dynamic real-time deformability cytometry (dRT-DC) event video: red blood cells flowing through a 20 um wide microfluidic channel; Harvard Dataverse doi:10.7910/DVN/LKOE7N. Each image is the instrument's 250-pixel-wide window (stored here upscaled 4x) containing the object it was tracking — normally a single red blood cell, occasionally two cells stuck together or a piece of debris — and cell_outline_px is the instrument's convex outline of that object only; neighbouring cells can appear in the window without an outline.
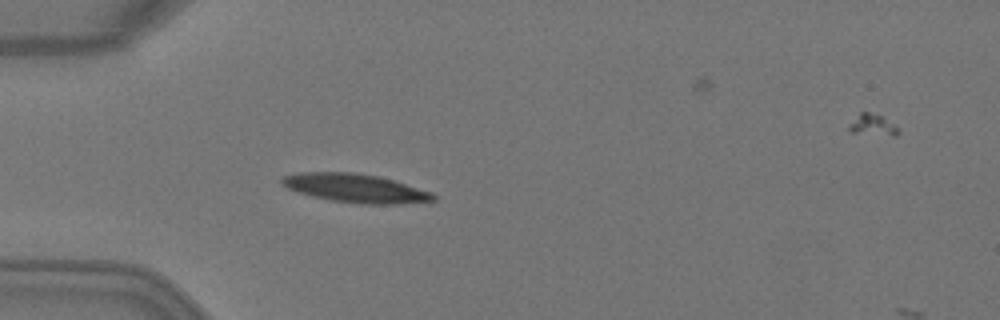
{"species": "Egyptian fruit bat (a non-hibernating species)", "species_latin": "Rousettus aegyptiacus", "temperature_condition": "warm", "stored_images_in_passage": 4, "camera_frame_rate_fps": 3000, "um_per_image_px": 0.085, "animal": {"sex": "female"}, "frame": {"image": 1, "passage_image": 3, "time_ms": 0.667, "image_size_px": [1000, 320], "cell_outline_px": [[436, 200], [400, 204], [360, 204], [332, 200], [312, 196], [296, 192], [280, 184], [280, 180], [284, 176], [300, 172], [352, 172], [380, 176], [432, 192], [436, 196]], "centroid_in_image_um": [30.2, 15.99], "position_along_channel_um": 54.8, "area_um2": 25.32}}